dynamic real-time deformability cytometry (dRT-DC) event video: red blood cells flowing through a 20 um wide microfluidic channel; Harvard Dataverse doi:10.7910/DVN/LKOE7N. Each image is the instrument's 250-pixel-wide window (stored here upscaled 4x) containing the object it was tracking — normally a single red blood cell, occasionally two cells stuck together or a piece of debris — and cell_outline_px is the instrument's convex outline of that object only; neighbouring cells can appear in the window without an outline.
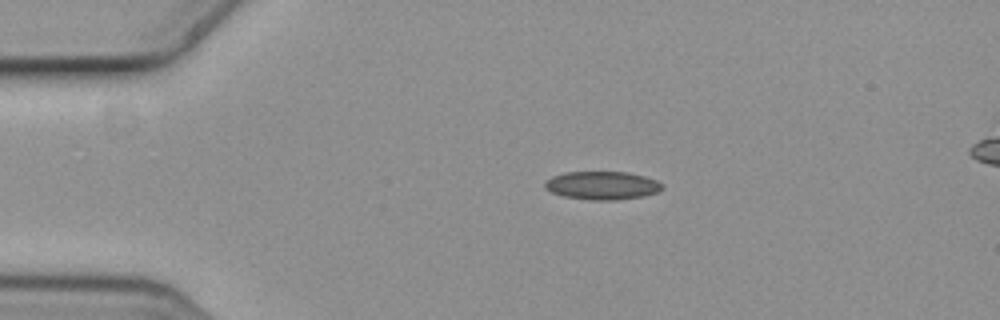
{"species": "common noctule bat (a hibernating species)", "species_latin": "Nyctalus noctula", "temperature_condition": "cold", "stored_images_in_passage": 3, "camera_frame_rate_fps": 3000, "um_per_image_px": 0.085, "animal": {"sex": "female", "body_mass_g": 19.3, "forearm_length_mm": 54.1}, "frame": {"image": 1, "passage_image": 1, "time_ms": 0.0, "image_size_px": [1000, 320], "cell_outline_px": [[664, 188], [656, 192], [644, 196], [616, 200], [592, 200], [564, 196], [552, 192], [544, 188], [544, 180], [552, 176], [564, 172], [628, 172], [644, 176], [656, 180], [664, 184]], "centroid_in_image_um": [51.18, 15.76], "position_along_channel_um": 33.8, "area_um2": 19.42}}